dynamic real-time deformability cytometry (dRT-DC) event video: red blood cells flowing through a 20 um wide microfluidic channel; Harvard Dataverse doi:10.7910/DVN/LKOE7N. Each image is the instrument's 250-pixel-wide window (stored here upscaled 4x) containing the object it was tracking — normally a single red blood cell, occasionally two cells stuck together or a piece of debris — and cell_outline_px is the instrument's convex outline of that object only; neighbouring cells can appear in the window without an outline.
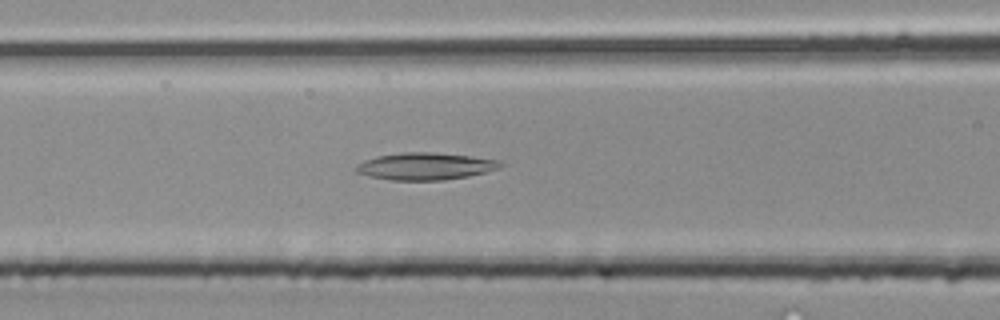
{"species": "common noctule bat (a hibernating species)", "species_latin": "Nyctalus noctula", "temperature_condition": "room temperature", "stored_images_in_passage": 43, "camera_frame_rate_fps": 3000, "um_per_image_px": 0.085, "animal": {"sex": "male", "body_mass_g": 20.4}, "frame": {"image": 1, "passage_image": 18, "time_ms": 5.667, "image_size_px": [1000, 320], "cell_outline_px": [[504, 164], [500, 168], [488, 172], [468, 176], [444, 180], [392, 180], [368, 176], [356, 172], [352, 168], [356, 164], [364, 160], [376, 156], [404, 152], [432, 152], [472, 156], [500, 160]], "centroid_in_image_um": [36.15, 14.13], "position_along_channel_um": 130.5, "area_um2": 23.12}}
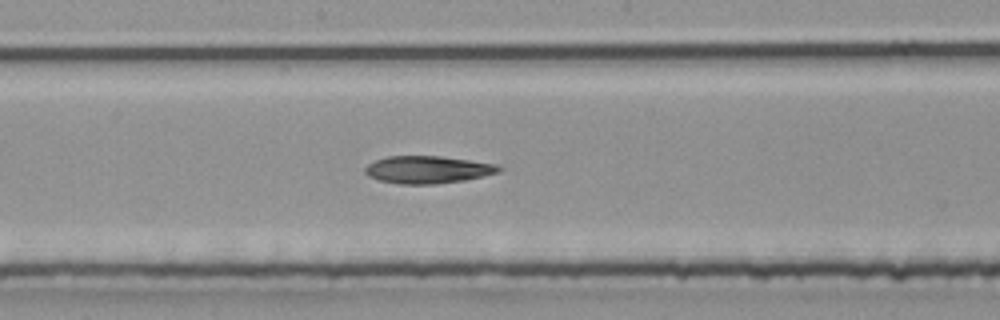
{"frame": {"image": 2, "passage_image": 23, "time_ms": 7.333, "image_size_px": [1000, 320], "cell_outline_px": [[504, 168], [500, 172], [484, 176], [464, 180], [436, 184], [400, 184], [380, 180], [368, 176], [364, 172], [364, 168], [368, 164], [376, 160], [388, 156], [440, 156], [500, 164]], "centroid_in_image_um": [36.4, 14.42], "position_along_channel_um": 211.8, "area_um2": 21.56}}
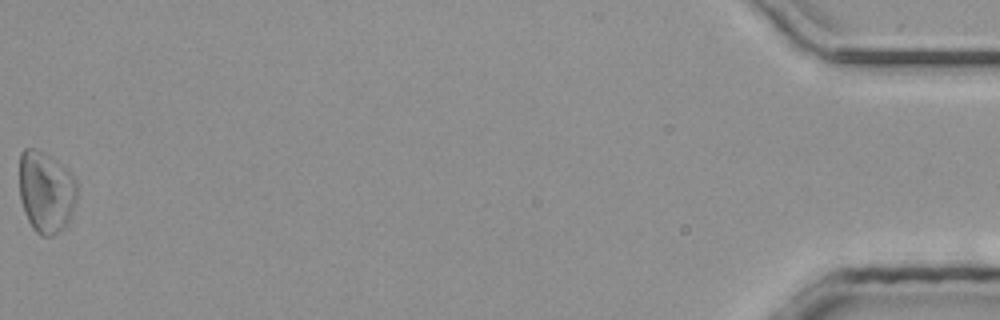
{"frame": {"image": 3, "passage_image": 43, "time_ms": 14.0, "image_size_px": [1000, 320], "cell_outline_px": [[76, 204], [68, 220], [52, 236], [40, 236], [32, 228], [24, 212], [20, 200], [20, 152], [24, 148], [36, 148], [56, 160], [76, 180]], "centroid_in_image_um": [3.88, 16.3], "position_along_channel_um": 431.3, "area_um2": 27.17}}